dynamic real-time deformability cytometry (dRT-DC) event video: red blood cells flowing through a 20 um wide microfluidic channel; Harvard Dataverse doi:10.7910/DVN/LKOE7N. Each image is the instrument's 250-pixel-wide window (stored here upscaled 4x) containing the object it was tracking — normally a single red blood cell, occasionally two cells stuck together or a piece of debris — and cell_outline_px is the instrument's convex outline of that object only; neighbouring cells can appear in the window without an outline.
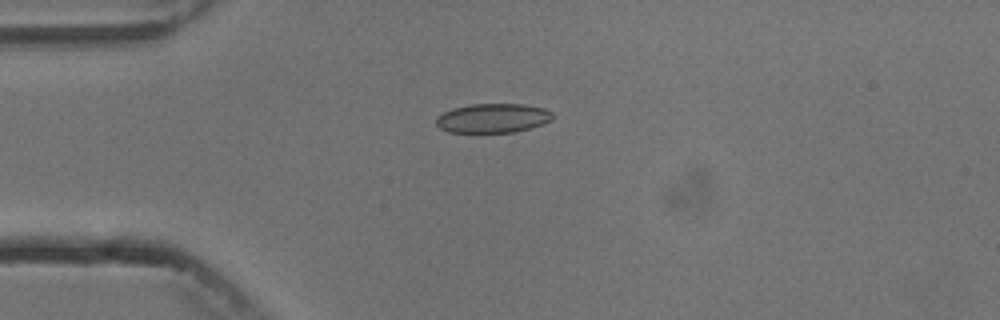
{"species": "common noctule bat (a hibernating species)", "species_latin": "Nyctalus noctula", "temperature_condition": "cold", "stored_images_in_passage": 9, "camera_frame_rate_fps": 3000, "um_per_image_px": 0.085, "animal": {"sex": "male", "body_mass_g": 13.3}, "frame": {"image": 1, "passage_image": 4, "time_ms": 3.667, "image_size_px": [1000, 320], "cell_outline_px": [[552, 120], [528, 128], [512, 132], [448, 132], [440, 128], [436, 124], [436, 116], [452, 108], [472, 104], [524, 104], [544, 108], [552, 112]], "centroid_in_image_um": [41.86, 10.03], "position_along_channel_um": 43.1, "area_um2": 19.71}}
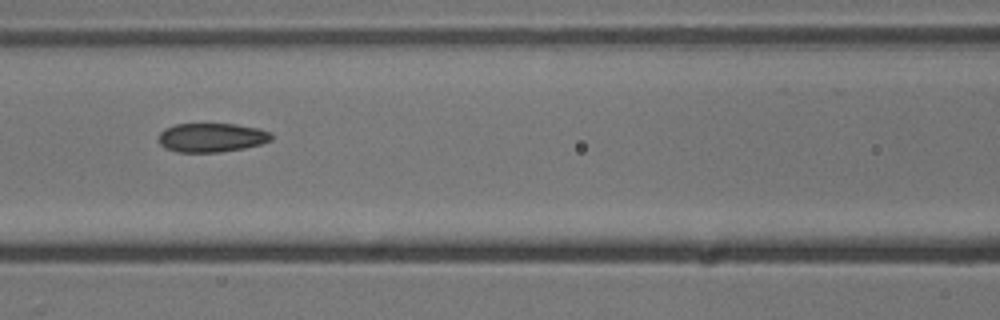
{"frame": {"image": 2, "passage_image": 7, "time_ms": 7.0, "image_size_px": [1000, 320], "cell_outline_px": [[272, 140], [260, 144], [244, 148], [220, 152], [176, 152], [164, 148], [160, 144], [160, 132], [164, 128], [176, 124], [236, 124], [260, 128], [272, 132]], "centroid_in_image_um": [18.01, 11.69], "position_along_channel_um": 148.6, "area_um2": 19.19}}
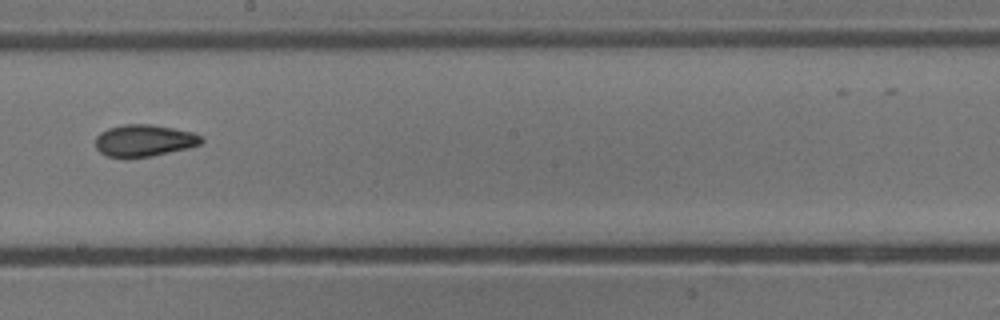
{"frame": {"image": 3, "passage_image": 9, "time_ms": 9.333, "image_size_px": [1000, 320], "cell_outline_px": [[204, 140], [200, 144], [188, 148], [152, 156], [108, 156], [100, 152], [96, 148], [96, 136], [100, 132], [108, 128], [124, 124], [152, 124], [192, 132], [200, 136]], "centroid_in_image_um": [12.25, 11.92], "position_along_channel_um": 235.9, "area_um2": 19.36}}